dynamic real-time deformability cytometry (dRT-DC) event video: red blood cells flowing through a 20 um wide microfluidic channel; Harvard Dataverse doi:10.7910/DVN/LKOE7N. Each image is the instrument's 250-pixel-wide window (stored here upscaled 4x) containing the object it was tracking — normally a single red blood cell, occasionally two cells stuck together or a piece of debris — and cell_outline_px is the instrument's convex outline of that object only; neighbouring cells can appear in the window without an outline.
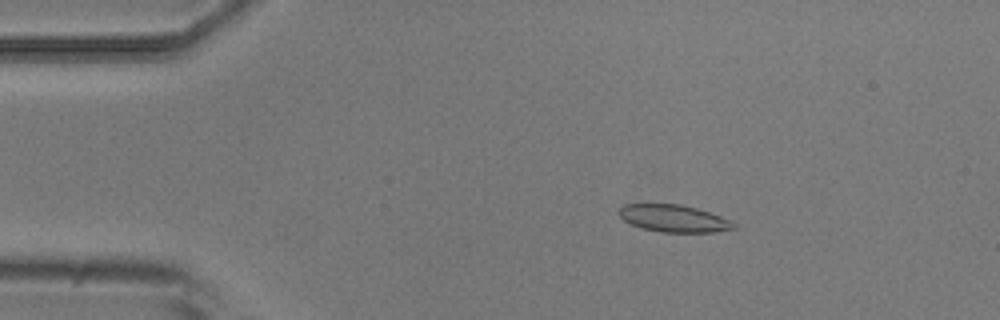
{"species": "common noctule bat (a hibernating species)", "species_latin": "Nyctalus noctula", "temperature_condition": "room temperature", "stored_images_in_passage": 5, "camera_frame_rate_fps": 3000, "um_per_image_px": 0.085, "animal": {"sex": "male", "body_mass_g": 20.5, "forearm_length_mm": 52.5}, "frame": {"image": 1, "passage_image": 3, "time_ms": 2.0, "image_size_px": [1000, 320], "cell_outline_px": [[736, 228], [716, 232], [660, 232], [640, 228], [624, 220], [616, 212], [624, 204], [680, 204], [696, 208], [732, 220], [736, 224]], "centroid_in_image_um": [57.27, 18.57], "position_along_channel_um": 27.7, "area_um2": 18.26}}
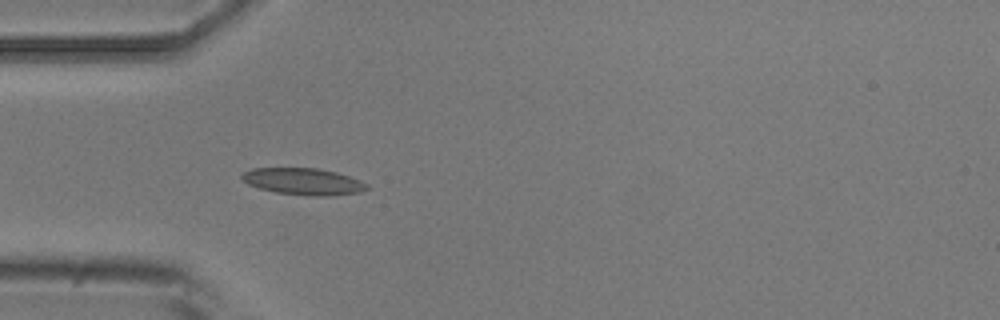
{"frame": {"image": 2, "passage_image": 5, "time_ms": 4.333, "image_size_px": [1000, 320], "cell_outline_px": [[368, 188], [360, 192], [332, 196], [308, 196], [276, 192], [260, 188], [248, 184], [240, 176], [244, 172], [252, 168], [316, 168], [336, 172], [360, 180], [368, 184]], "centroid_in_image_um": [25.8, 15.43], "position_along_channel_um": 59.2, "area_um2": 19.42}}